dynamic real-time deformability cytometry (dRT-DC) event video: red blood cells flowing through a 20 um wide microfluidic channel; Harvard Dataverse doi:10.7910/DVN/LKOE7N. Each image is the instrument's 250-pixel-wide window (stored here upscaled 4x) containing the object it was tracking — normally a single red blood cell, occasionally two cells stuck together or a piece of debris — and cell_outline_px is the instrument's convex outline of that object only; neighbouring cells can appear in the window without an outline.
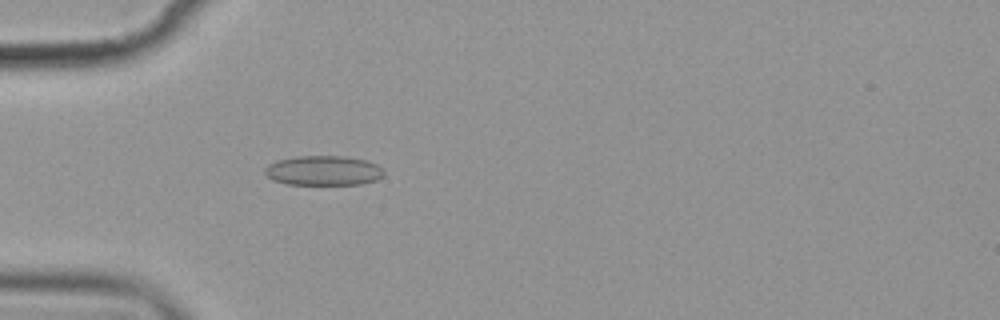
{"species": "common noctule bat (a hibernating species)", "species_latin": "Nyctalus noctula", "temperature_condition": "cold", "stored_images_in_passage": 5, "camera_frame_rate_fps": 3000, "um_per_image_px": 0.085, "animal": {"sex": "female", "body_mass_g": 19.9}, "frame": {"image": 1, "passage_image": 5, "time_ms": 5.0, "image_size_px": [1000, 320], "cell_outline_px": [[384, 176], [376, 180], [364, 184], [288, 184], [272, 180], [264, 172], [264, 168], [268, 164], [276, 160], [296, 156], [344, 156], [368, 160], [384, 168]], "centroid_in_image_um": [27.52, 14.49], "position_along_channel_um": 57.5, "area_um2": 20.87}}